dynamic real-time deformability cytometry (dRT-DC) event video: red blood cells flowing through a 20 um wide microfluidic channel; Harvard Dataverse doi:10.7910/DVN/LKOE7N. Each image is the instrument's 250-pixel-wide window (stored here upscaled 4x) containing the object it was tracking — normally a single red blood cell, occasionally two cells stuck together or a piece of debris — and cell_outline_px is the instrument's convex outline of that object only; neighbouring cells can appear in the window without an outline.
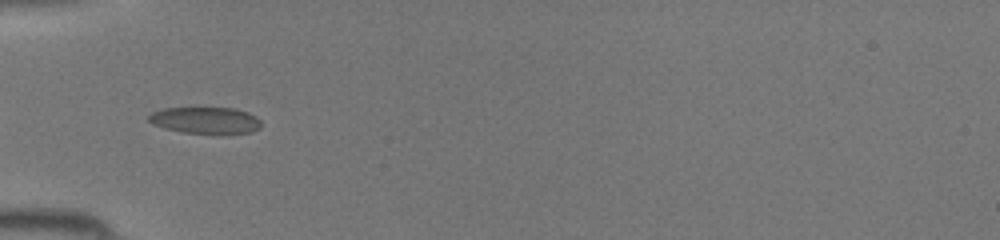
{"species": "common noctule bat (a hibernating species)", "species_latin": "Nyctalus noctula", "temperature_condition": "room temperature", "stored_images_in_passage": 18, "camera_frame_rate_fps": 3000, "um_per_image_px": 0.085, "animal": {"sex": "female", "body_mass_g": 19.5, "forearm_length_mm": 54.1}, "frame": {"image": 1, "passage_image": 16, "time_ms": 5.0, "image_size_px": [1000, 240], "cell_outline_px": [[260, 128], [252, 132], [224, 136], [220, 136], [184, 132], [164, 128], [152, 124], [148, 120], [148, 116], [152, 112], [164, 108], [196, 104], [236, 108], [248, 112], [256, 116], [260, 120]], "centroid_in_image_um": [17.48, 10.2], "position_along_channel_um": 67.5, "area_um2": 19.13}}